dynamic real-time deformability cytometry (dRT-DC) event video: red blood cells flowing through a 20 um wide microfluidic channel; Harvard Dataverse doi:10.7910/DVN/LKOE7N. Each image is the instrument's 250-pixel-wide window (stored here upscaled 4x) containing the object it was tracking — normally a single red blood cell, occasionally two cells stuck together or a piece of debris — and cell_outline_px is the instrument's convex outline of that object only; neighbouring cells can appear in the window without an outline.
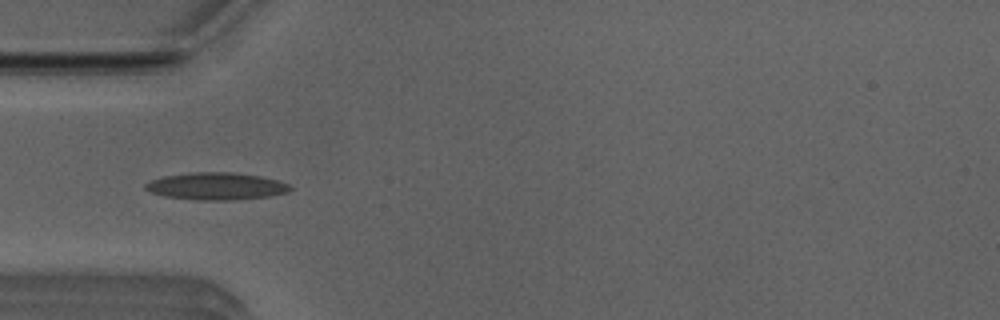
{"species": "Egyptian fruit bat (a non-hibernating species)", "species_latin": "Rousettus aegyptiacus", "temperature_condition": "room temperature", "stored_images_in_passage": 32, "camera_frame_rate_fps": 3000, "um_per_image_px": 0.085, "animal": {"sex": "male"}, "frame": {"image": 1, "passage_image": 7, "time_ms": 2.0, "image_size_px": [1000, 320], "cell_outline_px": [[292, 188], [288, 192], [272, 196], [232, 200], [200, 200], [164, 196], [152, 192], [144, 188], [144, 184], [152, 180], [164, 176], [196, 172], [232, 172], [260, 176], [280, 180], [288, 184]], "centroid_in_image_um": [18.42, 15.83], "position_along_channel_um": 66.6, "area_um2": 22.95}}
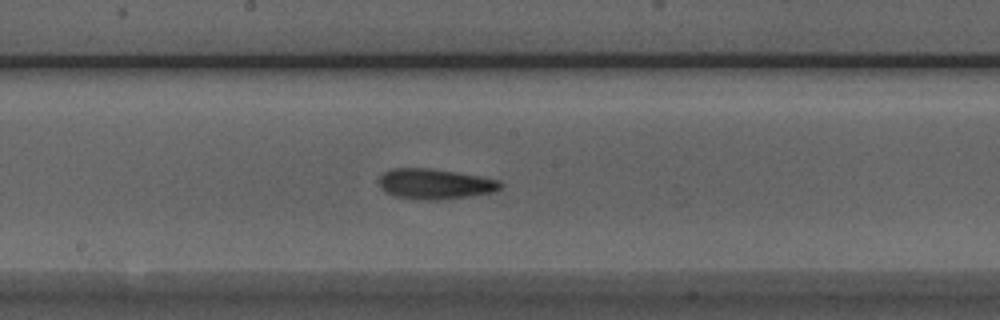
{"frame": {"image": 2, "passage_image": 18, "time_ms": 5.667, "image_size_px": [1000, 320], "cell_outline_px": [[504, 184], [496, 192], [440, 200], [416, 200], [392, 196], [384, 192], [380, 188], [380, 176], [384, 172], [392, 168], [428, 168], [500, 180]], "centroid_in_image_um": [36.94, 15.66], "position_along_channel_um": 211.3, "area_um2": 21.56}}
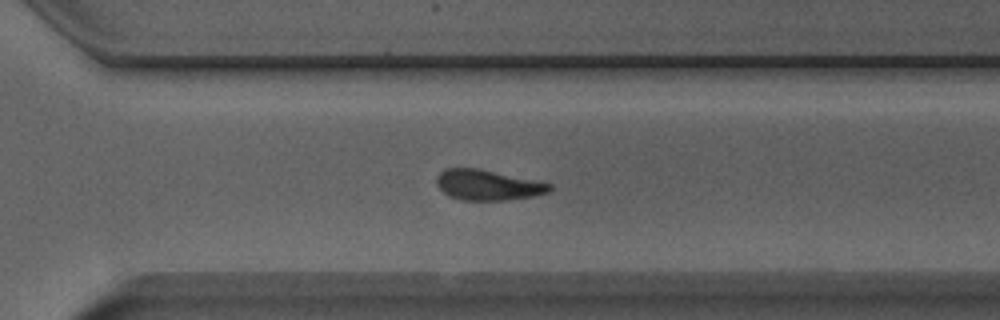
{"frame": {"image": 3, "passage_image": 27, "time_ms": 8.667, "image_size_px": [1000, 320], "cell_outline_px": [[552, 188], [548, 192], [532, 196], [504, 200], [464, 200], [448, 196], [436, 184], [436, 176], [444, 168], [476, 168], [552, 184]], "centroid_in_image_um": [41.41, 15.72], "position_along_channel_um": 329.2, "area_um2": 19.71}}